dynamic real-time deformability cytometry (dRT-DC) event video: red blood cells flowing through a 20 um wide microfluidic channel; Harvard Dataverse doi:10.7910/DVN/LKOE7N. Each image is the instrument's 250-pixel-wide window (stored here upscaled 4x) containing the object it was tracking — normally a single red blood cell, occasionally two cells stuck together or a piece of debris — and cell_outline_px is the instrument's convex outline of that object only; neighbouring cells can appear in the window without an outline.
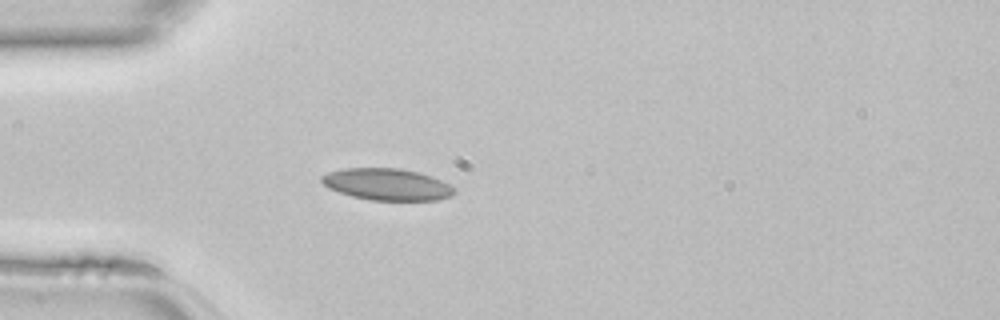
{"species": "common noctule bat (a hibernating species)", "species_latin": "Nyctalus noctula", "temperature_condition": "room temperature", "stored_images_in_passage": 44, "camera_frame_rate_fps": 3000, "um_per_image_px": 0.085, "animal": {"sex": "female", "body_mass_g": 22.7, "forearm_length_mm": 54.2}, "frame": {"image": 1, "passage_image": 12, "time_ms": 3.667, "image_size_px": [1000, 320], "cell_outline_px": [[456, 188], [452, 196], [436, 200], [368, 200], [352, 196], [328, 188], [320, 180], [320, 176], [328, 172], [344, 168], [400, 168], [432, 176]], "centroid_in_image_um": [32.88, 15.67], "position_along_channel_um": 52.1, "area_um2": 24.51}}
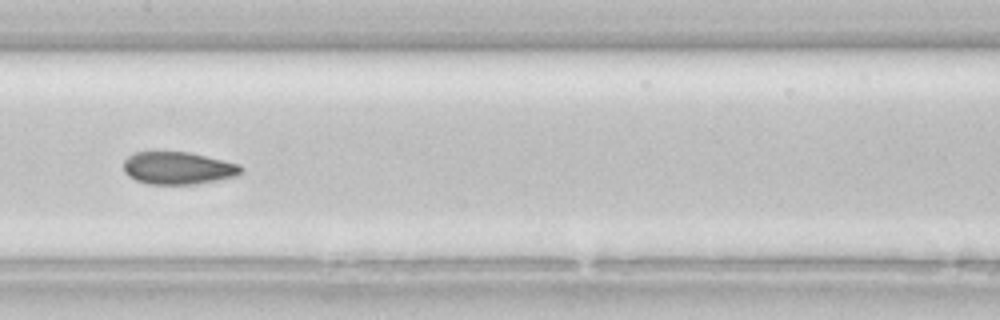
{"frame": {"image": 2, "passage_image": 22, "time_ms": 7.0, "image_size_px": [1000, 320], "cell_outline_px": [[244, 172], [240, 176], [196, 184], [148, 184], [136, 180], [128, 176], [124, 172], [124, 160], [128, 156], [136, 152], [188, 152], [240, 164], [244, 168]], "centroid_in_image_um": [15.18, 14.3], "position_along_channel_um": 192.2, "area_um2": 22.43}}
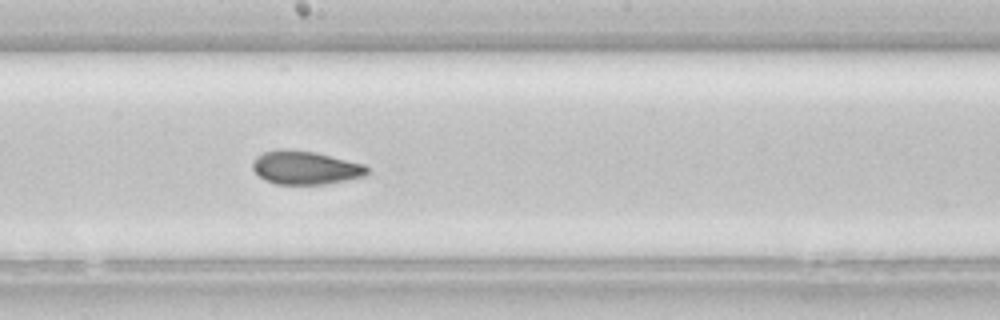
{"frame": {"image": 3, "passage_image": 24, "time_ms": 7.667, "image_size_px": [1000, 320], "cell_outline_px": [[368, 172], [364, 176], [324, 184], [276, 184], [264, 180], [252, 168], [252, 160], [256, 156], [264, 152], [280, 148], [284, 148], [316, 152], [364, 164], [368, 168]], "centroid_in_image_um": [25.92, 14.24], "position_along_channel_um": 222.3, "area_um2": 22.37}}